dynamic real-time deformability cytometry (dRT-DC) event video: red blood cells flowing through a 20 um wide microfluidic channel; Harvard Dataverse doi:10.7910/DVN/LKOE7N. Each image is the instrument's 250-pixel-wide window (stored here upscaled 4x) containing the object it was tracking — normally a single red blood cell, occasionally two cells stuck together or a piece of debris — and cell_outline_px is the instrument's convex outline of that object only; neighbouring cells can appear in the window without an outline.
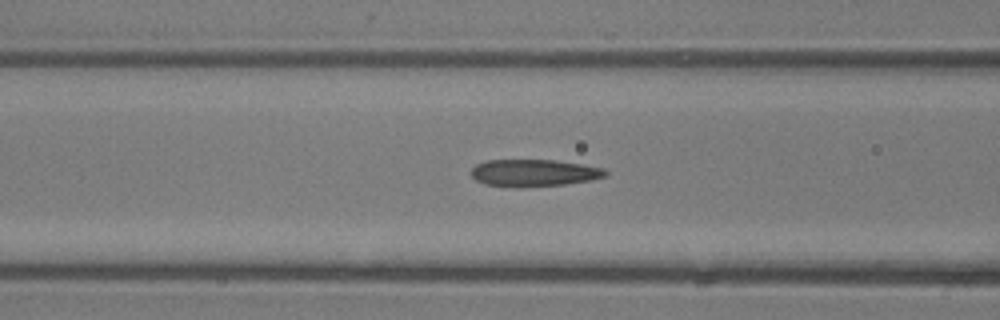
{"species": "common noctule bat (a hibernating species)", "species_latin": "Nyctalus noctula", "temperature_condition": "room temperature", "stored_images_in_passage": 42, "camera_frame_rate_fps": 3000, "um_per_image_px": 0.085, "animal": {"sex": "male", "body_mass_g": 13.3}, "frame": {"image": 1, "passage_image": 16, "time_ms": 5.0, "image_size_px": [1000, 320], "cell_outline_px": [[608, 176], [592, 180], [564, 184], [520, 188], [484, 184], [476, 180], [468, 172], [476, 164], [484, 160], [556, 160], [604, 168], [608, 172]], "centroid_in_image_um": [45.36, 14.7], "position_along_channel_um": 121.2, "area_um2": 21.5}}
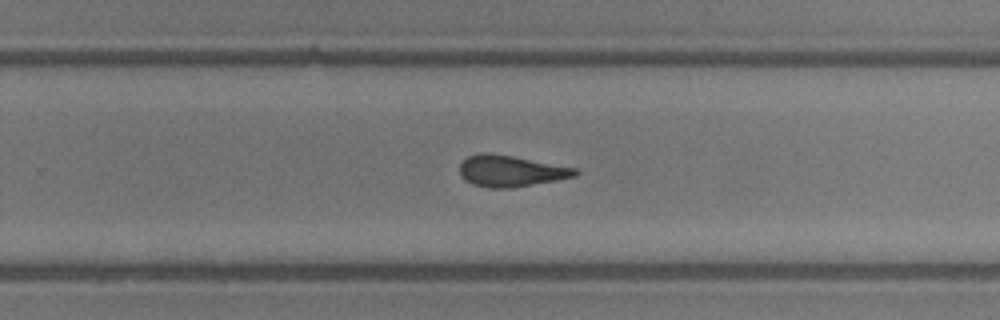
{"frame": {"image": 2, "passage_image": 26, "time_ms": 8.333, "image_size_px": [1000, 320], "cell_outline_px": [[580, 172], [576, 176], [556, 180], [512, 188], [488, 188], [472, 184], [464, 180], [460, 176], [460, 164], [468, 156], [480, 152], [488, 152], [512, 156], [576, 168]], "centroid_in_image_um": [43.38, 14.54], "position_along_channel_um": 286.4, "area_um2": 21.1}}
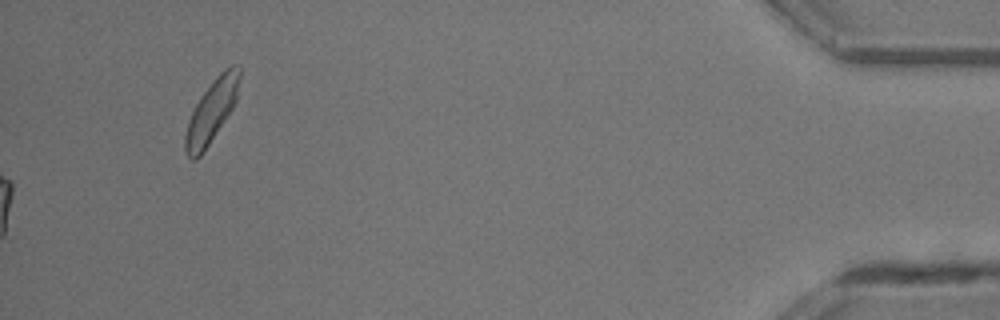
{"frame": {"image": 3, "passage_image": 42, "time_ms": 13.667, "image_size_px": [1000, 320], "cell_outline_px": [[240, 80], [236, 100], [232, 108], [200, 156], [196, 160], [192, 160], [184, 152], [184, 136], [188, 120], [200, 96], [216, 76], [224, 68], [232, 64], [236, 64], [240, 68]], "centroid_in_image_um": [17.97, 9.42], "position_along_channel_um": 417.2, "area_um2": 19.59}, "authors_computed_cell_mechanics": {"area_um2": 21.3571, "velocity_mm_per_s": 4.9626, "shape_relaxation_time_tau1_ms": 7.5763, "shape_relaxation_time_tau2_ms": 1.6848, "deformation_change_tau1": 0.2173, "deformation_change_tau2": 0.0887}}